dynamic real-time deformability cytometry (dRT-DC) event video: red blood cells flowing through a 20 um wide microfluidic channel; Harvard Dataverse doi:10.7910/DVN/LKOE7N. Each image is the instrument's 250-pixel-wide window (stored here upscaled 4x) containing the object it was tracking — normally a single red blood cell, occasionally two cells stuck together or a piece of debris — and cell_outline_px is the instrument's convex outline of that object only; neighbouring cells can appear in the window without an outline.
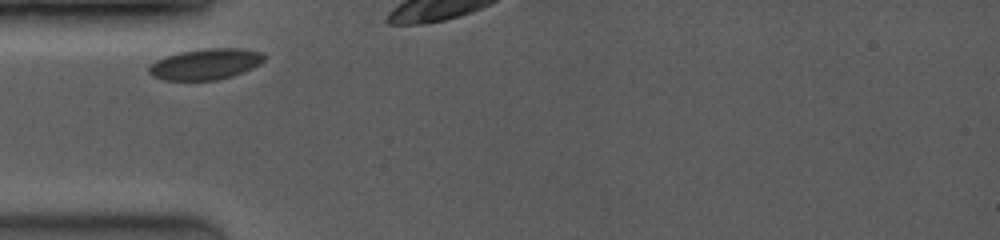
{"species": "common noctule bat (a hibernating species)", "species_latin": "Nyctalus noctula", "temperature_condition": "room temperature", "stored_images_in_passage": 3, "camera_frame_rate_fps": 3500, "um_per_image_px": 0.085, "animal": {"sex": "female", "body_mass_g": 19.0, "forearm_length_mm": 53.3}, "frame": {"image": 1, "passage_image": 1, "time_ms": 0.0, "image_size_px": [1000, 240], "cell_outline_px": [[268, 56], [260, 64], [244, 72], [232, 76], [216, 80], [164, 80], [152, 76], [148, 72], [148, 68], [156, 60], [180, 52], [204, 48], [244, 48], [264, 52]], "centroid_in_image_um": [17.54, 5.44], "position_along_channel_um": 67.5, "area_um2": 20.98}}